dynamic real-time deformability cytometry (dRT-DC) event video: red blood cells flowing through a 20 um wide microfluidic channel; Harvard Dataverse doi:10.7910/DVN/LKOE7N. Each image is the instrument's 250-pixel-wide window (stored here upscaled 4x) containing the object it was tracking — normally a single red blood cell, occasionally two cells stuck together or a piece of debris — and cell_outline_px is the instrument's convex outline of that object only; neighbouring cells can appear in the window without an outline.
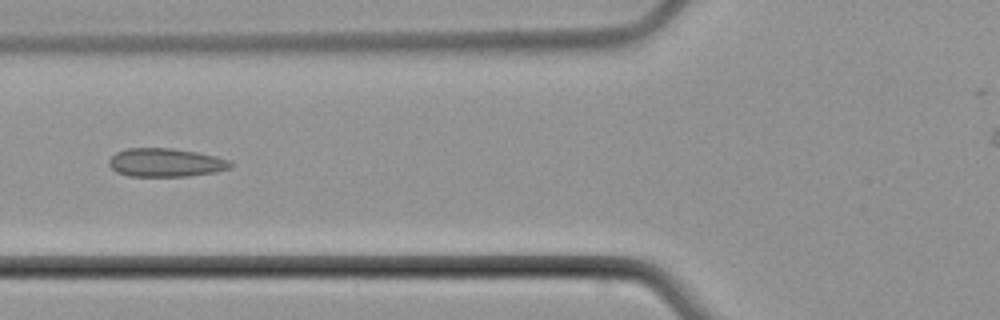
{"species": "common noctule bat (a hibernating species)", "species_latin": "Nyctalus noctula", "temperature_condition": "cold", "stored_images_in_passage": 6, "camera_frame_rate_fps": 3000, "um_per_image_px": 0.085, "animal": {"sex": "male", "body_mass_g": 21.5, "forearm_length_mm": 52.0}, "frame": {"image": 1, "passage_image": 6, "time_ms": 6.0, "image_size_px": [1000, 320], "cell_outline_px": [[232, 168], [216, 172], [188, 176], [128, 176], [116, 172], [108, 164], [108, 160], [116, 152], [128, 148], [172, 148], [196, 152], [216, 156], [232, 160]], "centroid_in_image_um": [14.1, 13.82], "position_along_channel_um": 111.7, "area_um2": 20.35}}